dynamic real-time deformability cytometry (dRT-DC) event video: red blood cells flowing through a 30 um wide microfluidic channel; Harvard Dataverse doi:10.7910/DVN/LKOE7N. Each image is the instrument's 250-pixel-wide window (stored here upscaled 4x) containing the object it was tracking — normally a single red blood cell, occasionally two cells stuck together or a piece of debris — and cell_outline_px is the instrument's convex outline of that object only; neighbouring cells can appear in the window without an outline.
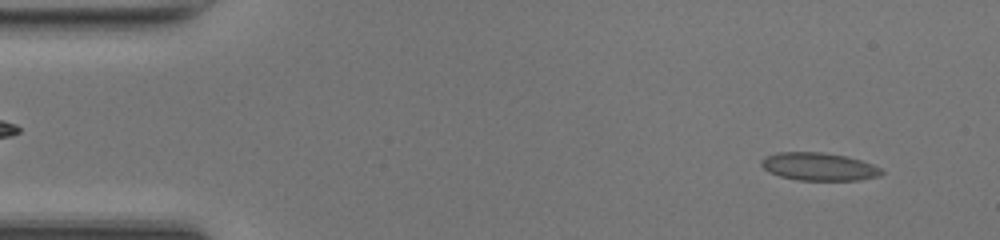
{"species": "common noctule bat (a hibernating species)", "species_latin": "Nyctalus noctula", "temperature_condition": "room temperature", "stored_images_in_passage": 48, "camera_frame_rate_fps": 3000, "um_per_image_px": 0.085, "animal": {"sex": "female", "body_mass_g": 17.0, "forearm_length_mm": 48.0}, "frame": {"image": 1, "passage_image": 3, "time_ms": 0.667, "image_size_px": [1000, 240], "cell_outline_px": [[884, 172], [880, 176], [860, 180], [796, 180], [780, 176], [768, 172], [760, 164], [760, 160], [764, 156], [776, 152], [824, 152], [848, 156], [872, 164], [880, 168]], "centroid_in_image_um": [69.58, 14.16], "position_along_channel_um": 15.4, "area_um2": 19.77}}
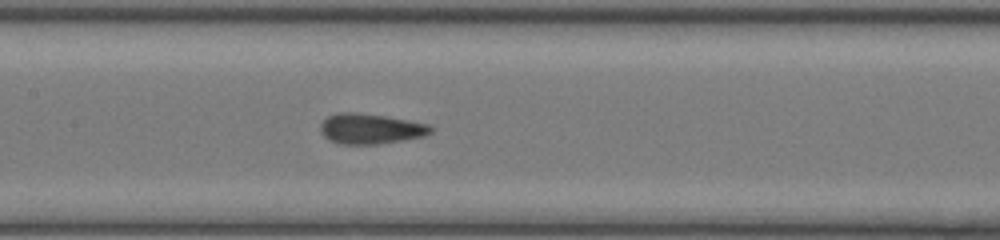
{"frame": {"image": 2, "passage_image": 22, "time_ms": 7.0, "image_size_px": [1000, 240], "cell_outline_px": [[432, 132], [424, 136], [404, 140], [376, 144], [340, 144], [328, 140], [320, 132], [320, 124], [328, 116], [336, 112], [352, 112], [384, 116], [408, 120], [428, 124], [432, 128]], "centroid_in_image_um": [31.46, 10.95], "position_along_channel_um": 175.9, "area_um2": 19.48}}
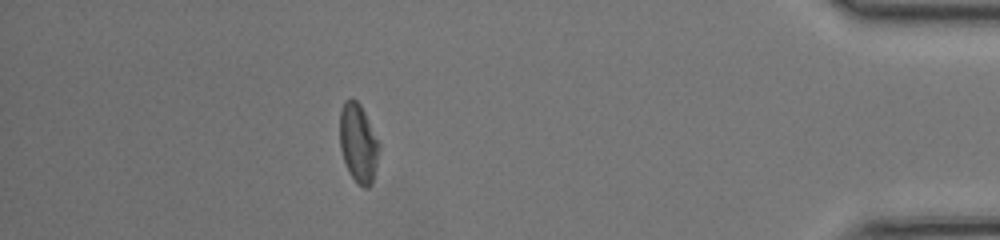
{"frame": {"image": 3, "passage_image": 42, "time_ms": 13.667, "image_size_px": [1000, 240], "cell_outline_px": [[380, 148], [376, 168], [372, 184], [368, 188], [364, 188], [352, 176], [344, 160], [340, 148], [340, 112], [344, 100], [352, 96], [360, 104], [380, 144]], "centroid_in_image_um": [30.46, 12.13], "position_along_channel_um": 404.7, "area_um2": 17.98}, "authors_computed_cell_mechanics": {"area_um2": 19.1607, "velocity_mm_per_s": 4.2194, "shape_relaxation_time_tau1_ms": null, "shape_relaxation_time_tau2_ms": 1.0926, "deformation_change_tau1": null, "deformation_change_tau2": 0.0787}}